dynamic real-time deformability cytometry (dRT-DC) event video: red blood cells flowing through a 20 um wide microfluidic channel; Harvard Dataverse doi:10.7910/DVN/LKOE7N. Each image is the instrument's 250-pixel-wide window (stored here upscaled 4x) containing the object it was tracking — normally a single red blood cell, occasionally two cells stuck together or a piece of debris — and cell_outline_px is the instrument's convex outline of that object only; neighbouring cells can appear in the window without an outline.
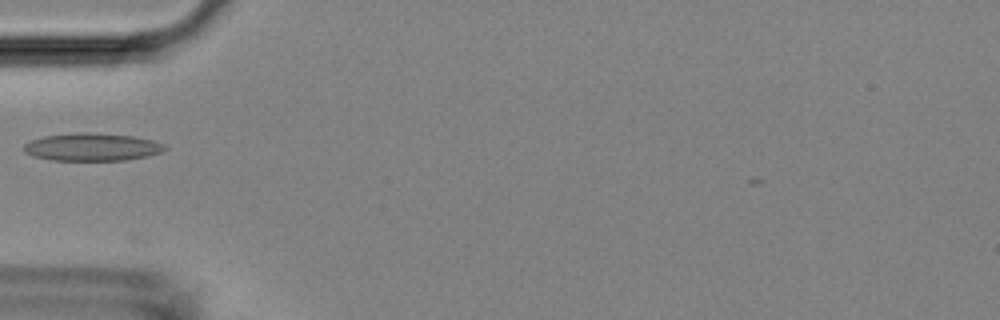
{"species": "Egyptian fruit bat (a non-hibernating species)", "species_latin": "Rousettus aegyptiacus", "temperature_condition": "room temperature", "stored_images_in_passage": 5, "camera_frame_rate_fps": 3000, "um_per_image_px": 0.085, "animal": {"sex": "female"}, "frame": {"image": 1, "passage_image": 5, "time_ms": 4.333, "image_size_px": [1000, 320], "cell_outline_px": [[168, 148], [160, 152], [148, 156], [128, 160], [52, 160], [32, 156], [24, 152], [24, 144], [32, 140], [44, 136], [76, 132], [88, 132], [132, 136], [152, 140], [164, 144]], "centroid_in_image_um": [7.82, 12.5], "position_along_channel_um": 77.2, "area_um2": 22.77}}